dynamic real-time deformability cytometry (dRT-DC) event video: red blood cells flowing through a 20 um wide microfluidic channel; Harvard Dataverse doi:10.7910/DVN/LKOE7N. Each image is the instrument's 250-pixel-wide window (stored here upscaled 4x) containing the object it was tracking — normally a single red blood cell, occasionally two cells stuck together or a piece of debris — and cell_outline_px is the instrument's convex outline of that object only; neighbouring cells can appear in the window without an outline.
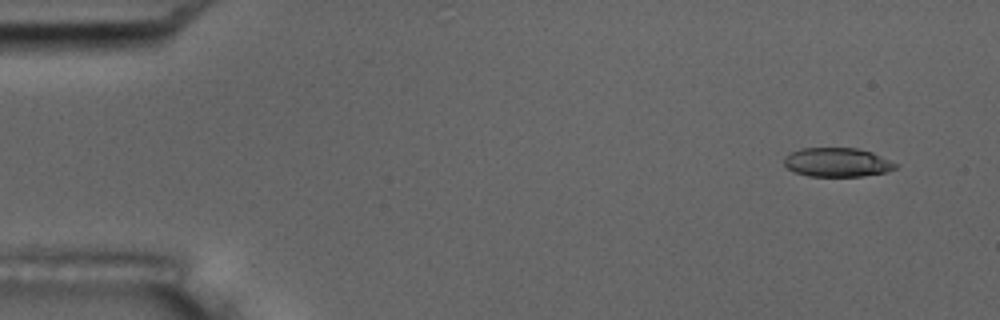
{"species": "common noctule bat (a hibernating species)", "species_latin": "Nyctalus noctula", "temperature_condition": "room temperature", "stored_images_in_passage": 5, "camera_frame_rate_fps": 3000, "um_per_image_px": 0.085, "animal": {"sex": "male", "body_mass_g": 17.5, "forearm_length_mm": 52.3}, "frame": {"image": 1, "passage_image": 1, "time_ms": 0.0, "image_size_px": [1000, 320], "cell_outline_px": [[900, 164], [896, 168], [888, 172], [864, 176], [808, 176], [796, 172], [788, 168], [784, 164], [784, 156], [800, 148], [856, 148], [872, 152]], "centroid_in_image_um": [71.2, 13.8], "position_along_channel_um": 13.8, "area_um2": 18.96}}